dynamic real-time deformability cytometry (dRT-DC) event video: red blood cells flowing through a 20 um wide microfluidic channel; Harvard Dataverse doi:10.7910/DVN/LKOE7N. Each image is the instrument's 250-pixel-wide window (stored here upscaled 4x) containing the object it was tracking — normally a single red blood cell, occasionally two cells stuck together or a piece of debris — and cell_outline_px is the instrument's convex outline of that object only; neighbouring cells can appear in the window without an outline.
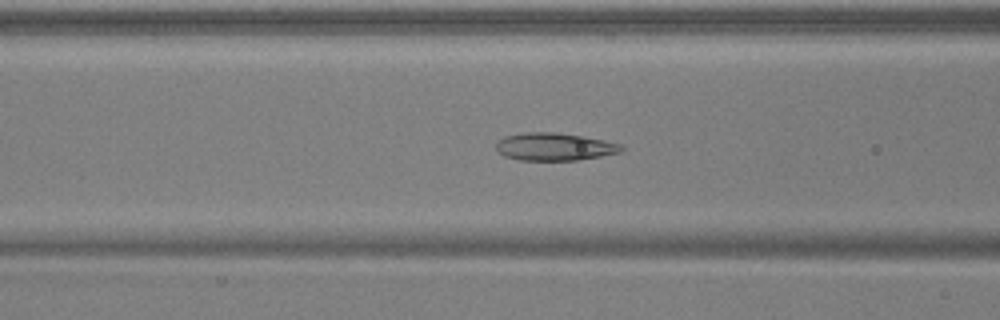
{"species": "common noctule bat (a hibernating species)", "species_latin": "Nyctalus noctula", "temperature_condition": "warm", "stored_images_in_passage": 37, "camera_frame_rate_fps": 3000, "um_per_image_px": 0.085, "animal": {"sex": "male", "body_mass_g": 17.9, "forearm_length_mm": 54.2}, "frame": {"image": 1, "passage_image": 7, "time_ms": 2.0, "image_size_px": [1000, 320], "cell_outline_px": [[624, 148], [620, 152], [600, 156], [576, 160], [520, 160], [504, 156], [496, 148], [496, 140], [504, 136], [524, 132], [556, 132], [584, 136], [604, 140], [620, 144]], "centroid_in_image_um": [47.09, 12.46], "position_along_channel_um": 119.5, "area_um2": 20.23}}
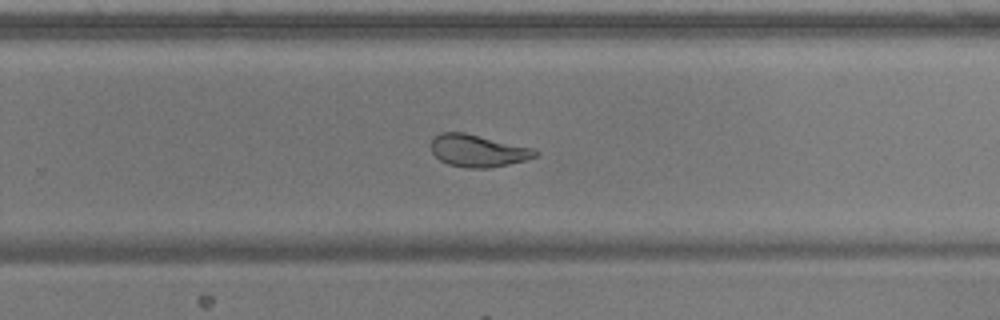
{"frame": {"image": 2, "passage_image": 20, "time_ms": 6.333, "image_size_px": [1000, 320], "cell_outline_px": [[540, 152], [536, 156], [524, 160], [508, 164], [488, 168], [464, 168], [448, 164], [440, 160], [432, 152], [432, 140], [440, 132], [464, 132], [532, 148]], "centroid_in_image_um": [40.61, 12.81], "position_along_channel_um": 289.2, "area_um2": 19.36}}
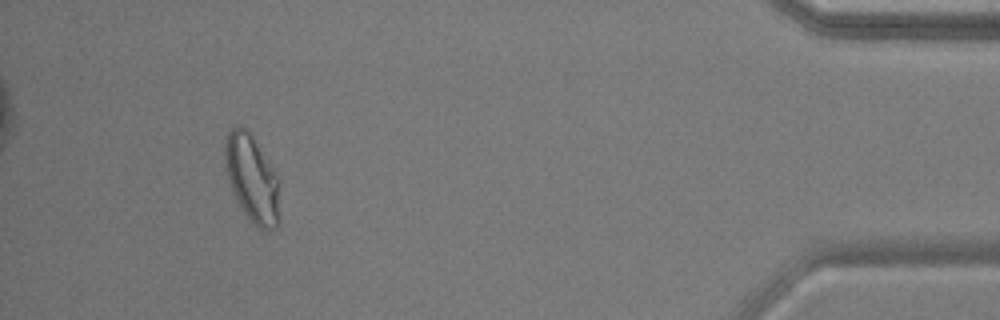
{"frame": {"image": 3, "passage_image": 34, "time_ms": 11.0, "image_size_px": [1000, 320], "cell_outline_px": [[280, 220], [276, 228], [260, 228], [244, 212], [232, 192], [228, 180], [224, 156], [224, 140], [228, 128], [236, 124], [240, 124], [252, 136], [276, 172], [280, 180]], "centroid_in_image_um": [21.43, 15.13], "position_along_channel_um": 413.8, "area_um2": 28.21}, "authors_computed_cell_mechanics": {"area_um2": 20.7502, "velocity_mm_per_s": 3.9213, "shape_relaxation_time_tau1_ms": 8.8742, "shape_relaxation_time_tau2_ms": 1.3084, "deformation_change_tau1": 0.2138, "deformation_change_tau2": 0.0713}}